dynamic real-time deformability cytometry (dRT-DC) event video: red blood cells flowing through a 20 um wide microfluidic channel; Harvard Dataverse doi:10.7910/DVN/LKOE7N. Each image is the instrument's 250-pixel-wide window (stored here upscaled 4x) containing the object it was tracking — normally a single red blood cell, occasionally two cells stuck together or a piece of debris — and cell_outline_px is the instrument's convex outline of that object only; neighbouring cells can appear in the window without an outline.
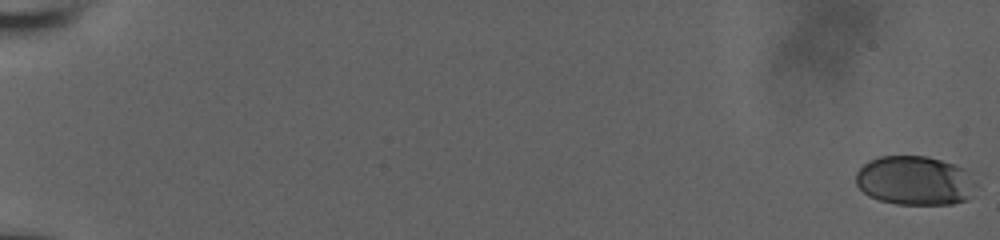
{"species": "human", "species_latin": "Homo sapiens", "temperature_condition": "room temperature", "stored_images_in_passage": 57, "camera_frame_rate_fps": 3000, "um_per_image_px": 0.085, "donor": {"sex": "male"}, "frame": {"image": 1, "passage_image": 1, "time_ms": 0.0, "image_size_px": [1000, 240], "cell_outline_px": [[976, 184], [972, 196], [968, 200], [952, 204], [896, 204], [880, 200], [868, 196], [856, 184], [856, 172], [868, 160], [880, 156], [928, 156], [964, 168]], "centroid_in_image_um": [77.75, 15.36], "position_along_channel_um": 7.2, "area_um2": 34.51}}
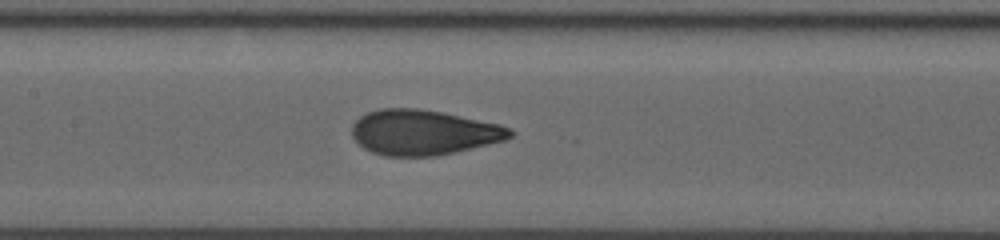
{"frame": {"image": 2, "passage_image": 31, "time_ms": 10.0, "image_size_px": [1000, 240], "cell_outline_px": [[516, 132], [512, 136], [504, 140], [488, 144], [436, 156], [384, 156], [372, 152], [364, 148], [352, 136], [352, 124], [360, 116], [368, 112], [380, 108], [416, 108], [444, 112], [500, 124], [512, 128]], "centroid_in_image_um": [36.0, 11.24], "position_along_channel_um": 171.4, "area_um2": 41.73}}
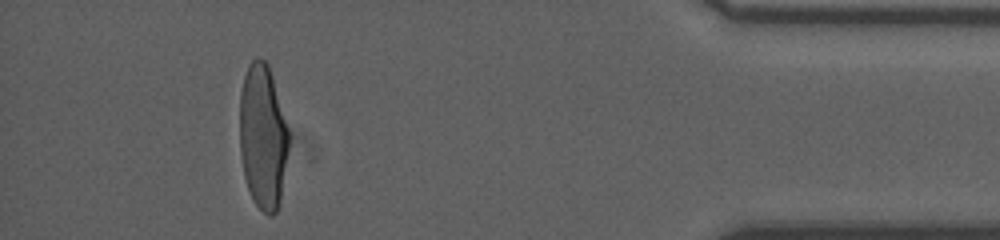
{"frame": {"image": 3, "passage_image": 53, "time_ms": 17.333, "image_size_px": [1000, 240], "cell_outline_px": [[288, 148], [280, 204], [276, 212], [272, 216], [268, 216], [256, 204], [248, 188], [244, 176], [240, 152], [240, 92], [244, 76], [248, 64], [252, 60], [260, 56], [268, 64], [272, 76], [288, 128]], "centroid_in_image_um": [22.33, 11.62], "position_along_channel_um": 412.9, "area_um2": 41.27}, "authors_computed_cell_mechanics": {"area_um2": 40.6912, "velocity_mm_per_s": 3.952, "shape_relaxation_time_tau1_ms": 5.027, "shape_relaxation_time_tau2_ms": null, "deformation_change_tau1": 0.1986, "deformation_change_tau2": null}}